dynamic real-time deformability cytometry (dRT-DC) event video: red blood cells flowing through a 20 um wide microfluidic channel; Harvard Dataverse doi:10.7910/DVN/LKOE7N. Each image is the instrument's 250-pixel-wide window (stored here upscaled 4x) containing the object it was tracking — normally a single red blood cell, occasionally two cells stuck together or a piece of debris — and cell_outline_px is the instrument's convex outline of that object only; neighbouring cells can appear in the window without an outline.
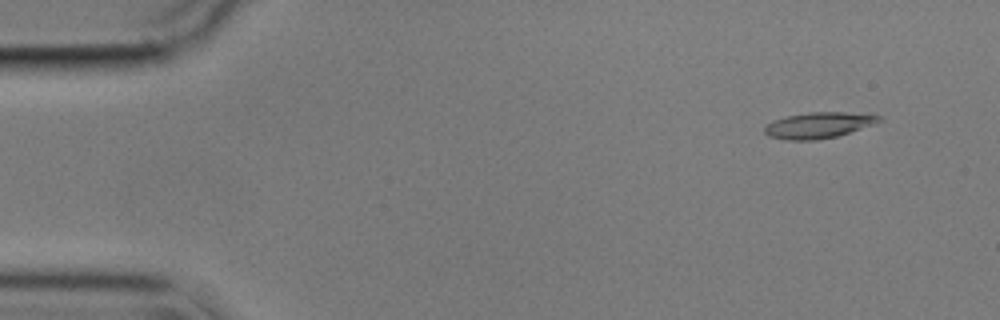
{"species": "common noctule bat (a hibernating species)", "species_latin": "Nyctalus noctula", "temperature_condition": "cold", "stored_images_in_passage": 16, "camera_frame_rate_fps": 3000, "um_per_image_px": 0.085, "animal": {"sex": "male", "body_mass_g": 17.9}, "frame": {"image": 1, "passage_image": 5, "time_ms": 1.333, "image_size_px": [1000, 320], "cell_outline_px": [[884, 120], [836, 136], [816, 140], [784, 140], [768, 136], [764, 132], [764, 128], [772, 120], [788, 116], [808, 112], [844, 112], [880, 116]], "centroid_in_image_um": [69.51, 10.65], "position_along_channel_um": 15.5, "area_um2": 17.05}}
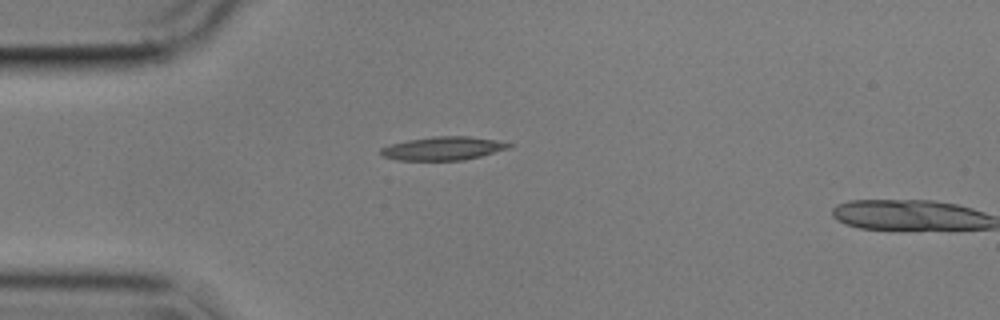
{"frame": {"image": 2, "passage_image": 15, "time_ms": 4.667, "image_size_px": [1000, 320], "cell_outline_px": [[516, 144], [512, 148], [464, 160], [396, 160], [380, 156], [380, 148], [392, 144], [408, 140], [432, 136], [468, 136], [496, 140]], "centroid_in_image_um": [37.7, 12.61], "position_along_channel_um": 47.3, "area_um2": 17.69}}